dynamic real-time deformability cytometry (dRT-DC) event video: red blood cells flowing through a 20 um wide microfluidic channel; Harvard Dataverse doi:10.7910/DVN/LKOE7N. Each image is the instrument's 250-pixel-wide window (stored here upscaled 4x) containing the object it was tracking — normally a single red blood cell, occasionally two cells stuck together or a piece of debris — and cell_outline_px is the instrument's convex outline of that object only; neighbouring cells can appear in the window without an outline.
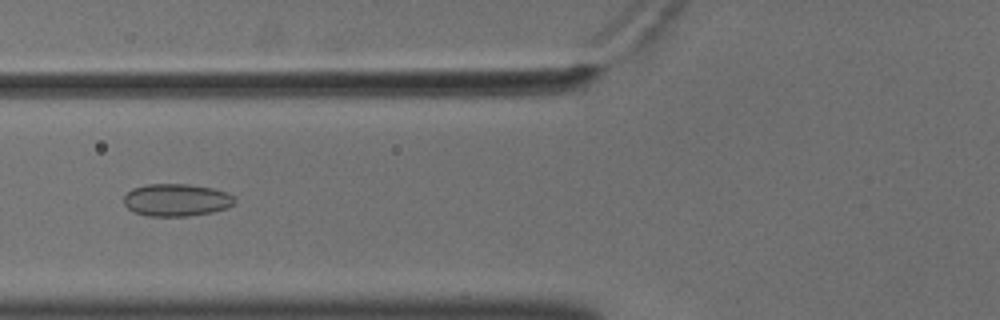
{"species": "common noctule bat (a hibernating species)", "species_latin": "Nyctalus noctula", "temperature_condition": "cold", "stored_images_in_passage": 56, "camera_frame_rate_fps": 3000, "um_per_image_px": 0.085, "animal": {"sex": "male", "body_mass_g": 18.8}, "frame": {"image": 1, "passage_image": 23, "time_ms": 7.333, "image_size_px": [1000, 320], "cell_outline_px": [[236, 200], [228, 208], [212, 212], [188, 216], [148, 216], [132, 212], [124, 204], [124, 196], [132, 188], [144, 184], [188, 184], [212, 188], [228, 192], [236, 196]], "centroid_in_image_um": [15.0, 16.99], "position_along_channel_um": 110.8, "area_um2": 21.21}}
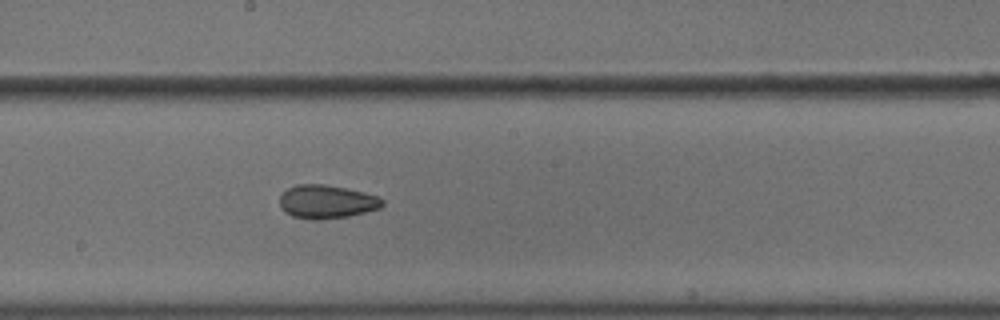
{"frame": {"image": 2, "passage_image": 32, "time_ms": 10.333, "image_size_px": [1000, 320], "cell_outline_px": [[384, 204], [380, 208], [348, 216], [312, 220], [292, 216], [284, 212], [280, 208], [280, 196], [288, 188], [296, 184], [324, 184], [364, 192], [380, 196], [384, 200]], "centroid_in_image_um": [27.76, 17.14], "position_along_channel_um": 220.4, "area_um2": 20.06}}
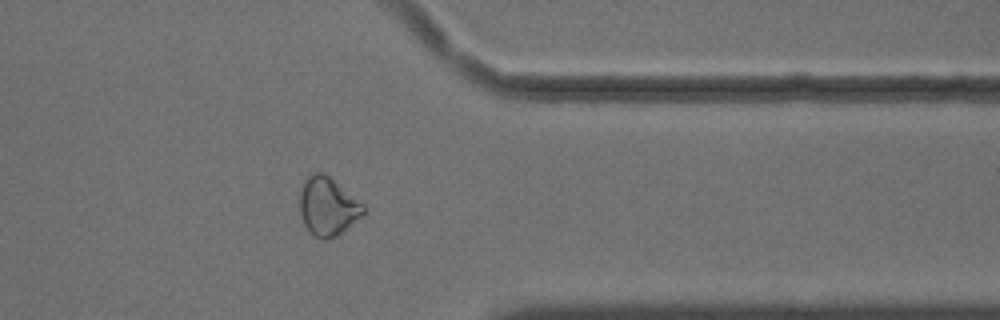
{"frame": {"image": 3, "passage_image": 46, "time_ms": 15.0, "image_size_px": [1000, 320], "cell_outline_px": [[364, 212], [360, 216], [336, 236], [328, 240], [320, 240], [304, 224], [300, 212], [300, 192], [304, 180], [312, 172], [320, 172], [328, 176], [364, 204]], "centroid_in_image_um": [27.83, 17.54], "position_along_channel_um": 383.6, "area_um2": 21.15}, "authors_computed_cell_mechanics": {"area_um2": 22.1085, "velocity_mm_per_s": 3.636, "shape_relaxation_time_tau1_ms": null, "shape_relaxation_time_tau2_ms": 2.3777, "deformation_change_tau1": null, "deformation_change_tau2": 0.0714}}